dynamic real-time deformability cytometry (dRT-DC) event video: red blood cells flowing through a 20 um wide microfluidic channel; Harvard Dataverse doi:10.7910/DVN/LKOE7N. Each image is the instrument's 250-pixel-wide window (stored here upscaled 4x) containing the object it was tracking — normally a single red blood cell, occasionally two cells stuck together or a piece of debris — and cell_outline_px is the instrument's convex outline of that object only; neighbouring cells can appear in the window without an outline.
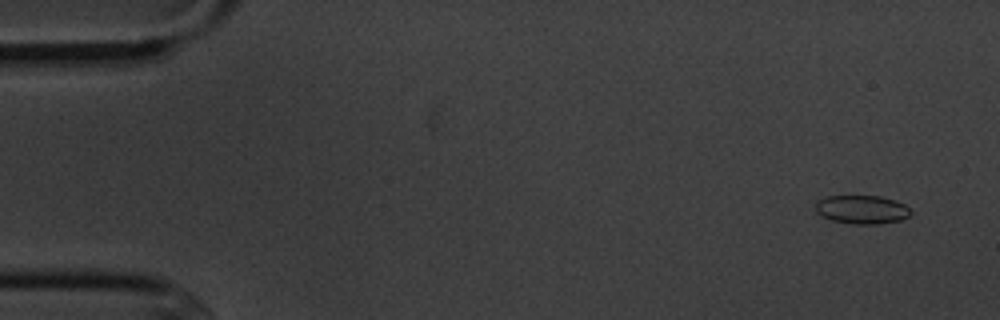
{"species": "common noctule bat (a hibernating species)", "species_latin": "Nyctalus noctula", "temperature_condition": "cold", "stored_images_in_passage": 4, "camera_frame_rate_fps": 3000, "um_per_image_px": 0.085, "animal": {"sex": "male", "body_mass_g": 20.1, "forearm_length_mm": 53.5}, "frame": {"image": 1, "passage_image": 1, "time_ms": 0.0, "image_size_px": [1000, 320], "cell_outline_px": [[912, 212], [908, 216], [900, 220], [880, 224], [852, 224], [832, 220], [816, 212], [816, 200], [828, 196], [880, 196], [896, 200], [904, 204]], "centroid_in_image_um": [73.27, 17.81], "position_along_channel_um": 11.7, "area_um2": 15.84}}